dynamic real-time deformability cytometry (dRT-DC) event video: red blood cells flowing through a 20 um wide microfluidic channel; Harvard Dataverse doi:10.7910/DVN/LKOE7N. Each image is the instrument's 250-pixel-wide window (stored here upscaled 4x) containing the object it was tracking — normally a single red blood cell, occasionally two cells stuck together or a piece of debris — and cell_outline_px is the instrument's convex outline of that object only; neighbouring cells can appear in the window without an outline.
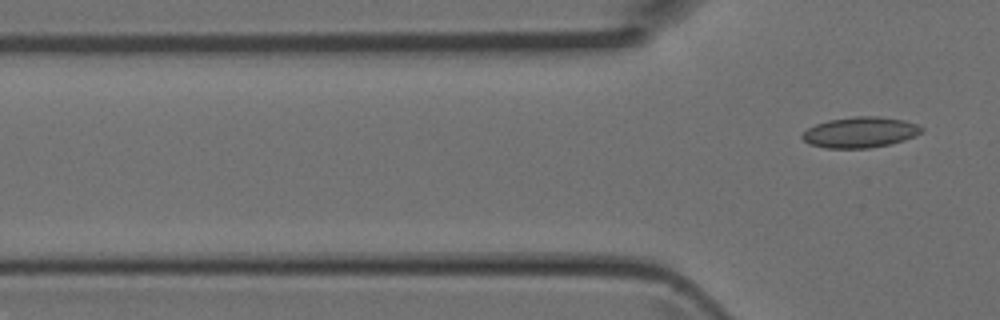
{"species": "Egyptian fruit bat (a non-hibernating species)", "species_latin": "Rousettus aegyptiacus", "temperature_condition": "room temperature", "stored_images_in_passage": 6, "camera_frame_rate_fps": 3000, "um_per_image_px": 0.085, "animal": {"sex": "female"}, "frame": {"image": 1, "passage_image": 6, "time_ms": 1.667, "image_size_px": [1000, 320], "cell_outline_px": [[924, 128], [916, 136], [904, 140], [888, 144], [868, 148], [824, 148], [808, 144], [800, 136], [808, 128], [816, 124], [828, 120], [856, 116], [876, 116], [904, 120], [916, 124]], "centroid_in_image_um": [73.09, 11.25], "position_along_channel_um": 52.7, "area_um2": 21.27}}